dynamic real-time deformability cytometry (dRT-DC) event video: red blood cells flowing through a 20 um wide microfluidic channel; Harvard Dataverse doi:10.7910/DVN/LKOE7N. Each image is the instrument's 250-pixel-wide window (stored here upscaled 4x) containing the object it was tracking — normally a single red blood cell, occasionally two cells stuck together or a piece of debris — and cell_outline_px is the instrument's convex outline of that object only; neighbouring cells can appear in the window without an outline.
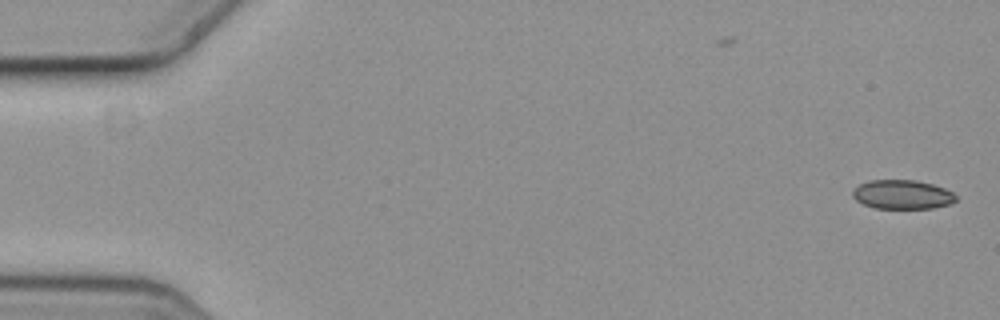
{"species": "common noctule bat (a hibernating species)", "species_latin": "Nyctalus noctula", "temperature_condition": "cold", "stored_images_in_passage": 2, "camera_frame_rate_fps": 3000, "um_per_image_px": 0.085, "animal": {"sex": "female", "body_mass_g": 19.3, "forearm_length_mm": 54.1}, "frame": {"image": 1, "passage_image": 2, "time_ms": 0.333, "image_size_px": [1000, 320], "cell_outline_px": [[956, 200], [952, 204], [932, 208], [876, 208], [864, 204], [856, 200], [852, 196], [852, 192], [860, 184], [868, 180], [916, 180], [932, 184], [944, 188], [952, 192], [956, 196]], "centroid_in_image_um": [76.71, 16.53], "position_along_channel_um": 8.3, "area_um2": 17.46}}